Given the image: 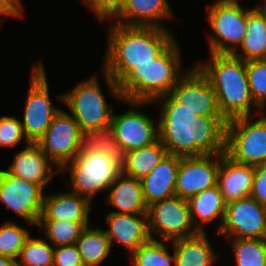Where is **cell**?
Segmentation results:
<instances>
[{
  "mask_svg": "<svg viewBox=\"0 0 266 266\" xmlns=\"http://www.w3.org/2000/svg\"><path fill=\"white\" fill-rule=\"evenodd\" d=\"M163 101L158 125V139L168 154L178 157L224 154L226 151V126L224 117L196 115L183 107L169 94L153 103Z\"/></svg>",
  "mask_w": 266,
  "mask_h": 266,
  "instance_id": "1",
  "label": "cell"
},
{
  "mask_svg": "<svg viewBox=\"0 0 266 266\" xmlns=\"http://www.w3.org/2000/svg\"><path fill=\"white\" fill-rule=\"evenodd\" d=\"M102 72L114 98L123 100L119 83L139 64L157 58L174 40L167 28L110 23Z\"/></svg>",
  "mask_w": 266,
  "mask_h": 266,
  "instance_id": "2",
  "label": "cell"
},
{
  "mask_svg": "<svg viewBox=\"0 0 266 266\" xmlns=\"http://www.w3.org/2000/svg\"><path fill=\"white\" fill-rule=\"evenodd\" d=\"M195 66L213 86L219 110L227 121L255 116L253 107L261 111L251 94L246 61L232 53H211L210 59Z\"/></svg>",
  "mask_w": 266,
  "mask_h": 266,
  "instance_id": "3",
  "label": "cell"
},
{
  "mask_svg": "<svg viewBox=\"0 0 266 266\" xmlns=\"http://www.w3.org/2000/svg\"><path fill=\"white\" fill-rule=\"evenodd\" d=\"M176 39L155 59L139 64L120 83L123 99L153 102L169 94L183 76L181 50Z\"/></svg>",
  "mask_w": 266,
  "mask_h": 266,
  "instance_id": "4",
  "label": "cell"
},
{
  "mask_svg": "<svg viewBox=\"0 0 266 266\" xmlns=\"http://www.w3.org/2000/svg\"><path fill=\"white\" fill-rule=\"evenodd\" d=\"M69 164V165H68ZM68 169L72 190L91 202L98 192L107 191L121 173V164L105 152L80 150V152L61 169Z\"/></svg>",
  "mask_w": 266,
  "mask_h": 266,
  "instance_id": "5",
  "label": "cell"
},
{
  "mask_svg": "<svg viewBox=\"0 0 266 266\" xmlns=\"http://www.w3.org/2000/svg\"><path fill=\"white\" fill-rule=\"evenodd\" d=\"M96 75L75 84L58 98L66 104L70 115L82 132L110 126L113 109L108 105Z\"/></svg>",
  "mask_w": 266,
  "mask_h": 266,
  "instance_id": "6",
  "label": "cell"
},
{
  "mask_svg": "<svg viewBox=\"0 0 266 266\" xmlns=\"http://www.w3.org/2000/svg\"><path fill=\"white\" fill-rule=\"evenodd\" d=\"M251 116L228 120L225 154L234 162L249 166L266 164V121Z\"/></svg>",
  "mask_w": 266,
  "mask_h": 266,
  "instance_id": "7",
  "label": "cell"
},
{
  "mask_svg": "<svg viewBox=\"0 0 266 266\" xmlns=\"http://www.w3.org/2000/svg\"><path fill=\"white\" fill-rule=\"evenodd\" d=\"M208 9L207 17L214 34L208 38L211 53H233L246 35L248 9L238 0H218Z\"/></svg>",
  "mask_w": 266,
  "mask_h": 266,
  "instance_id": "8",
  "label": "cell"
},
{
  "mask_svg": "<svg viewBox=\"0 0 266 266\" xmlns=\"http://www.w3.org/2000/svg\"><path fill=\"white\" fill-rule=\"evenodd\" d=\"M147 215L152 239H157V235L171 242L199 233L193 225L188 201L177 195L149 205Z\"/></svg>",
  "mask_w": 266,
  "mask_h": 266,
  "instance_id": "9",
  "label": "cell"
},
{
  "mask_svg": "<svg viewBox=\"0 0 266 266\" xmlns=\"http://www.w3.org/2000/svg\"><path fill=\"white\" fill-rule=\"evenodd\" d=\"M45 68L42 63L32 68L23 121H20L29 142L37 143L61 111L51 103Z\"/></svg>",
  "mask_w": 266,
  "mask_h": 266,
  "instance_id": "10",
  "label": "cell"
},
{
  "mask_svg": "<svg viewBox=\"0 0 266 266\" xmlns=\"http://www.w3.org/2000/svg\"><path fill=\"white\" fill-rule=\"evenodd\" d=\"M82 138L83 132L77 121L61 110L37 144L57 169H61L80 152Z\"/></svg>",
  "mask_w": 266,
  "mask_h": 266,
  "instance_id": "11",
  "label": "cell"
},
{
  "mask_svg": "<svg viewBox=\"0 0 266 266\" xmlns=\"http://www.w3.org/2000/svg\"><path fill=\"white\" fill-rule=\"evenodd\" d=\"M44 188L0 170V201L29 224L37 225L42 214Z\"/></svg>",
  "mask_w": 266,
  "mask_h": 266,
  "instance_id": "12",
  "label": "cell"
},
{
  "mask_svg": "<svg viewBox=\"0 0 266 266\" xmlns=\"http://www.w3.org/2000/svg\"><path fill=\"white\" fill-rule=\"evenodd\" d=\"M220 234L227 239H266V207L252 197L226 204Z\"/></svg>",
  "mask_w": 266,
  "mask_h": 266,
  "instance_id": "13",
  "label": "cell"
},
{
  "mask_svg": "<svg viewBox=\"0 0 266 266\" xmlns=\"http://www.w3.org/2000/svg\"><path fill=\"white\" fill-rule=\"evenodd\" d=\"M131 108L129 111L121 114H112L110 126L114 130L115 138L121 145L123 151L129 152L154 143L158 139V125L149 115L142 113L133 107L153 104V102H136L122 100Z\"/></svg>",
  "mask_w": 266,
  "mask_h": 266,
  "instance_id": "14",
  "label": "cell"
},
{
  "mask_svg": "<svg viewBox=\"0 0 266 266\" xmlns=\"http://www.w3.org/2000/svg\"><path fill=\"white\" fill-rule=\"evenodd\" d=\"M222 154L180 157L175 194L188 200L217 185Z\"/></svg>",
  "mask_w": 266,
  "mask_h": 266,
  "instance_id": "15",
  "label": "cell"
},
{
  "mask_svg": "<svg viewBox=\"0 0 266 266\" xmlns=\"http://www.w3.org/2000/svg\"><path fill=\"white\" fill-rule=\"evenodd\" d=\"M169 95L196 115L223 117L213 86L196 66L185 72Z\"/></svg>",
  "mask_w": 266,
  "mask_h": 266,
  "instance_id": "16",
  "label": "cell"
},
{
  "mask_svg": "<svg viewBox=\"0 0 266 266\" xmlns=\"http://www.w3.org/2000/svg\"><path fill=\"white\" fill-rule=\"evenodd\" d=\"M105 218L110 227L105 232L111 245L116 241L117 244L123 245L125 249H129L132 253L140 245L152 239L147 214H117L109 212Z\"/></svg>",
  "mask_w": 266,
  "mask_h": 266,
  "instance_id": "17",
  "label": "cell"
},
{
  "mask_svg": "<svg viewBox=\"0 0 266 266\" xmlns=\"http://www.w3.org/2000/svg\"><path fill=\"white\" fill-rule=\"evenodd\" d=\"M53 166L56 165L39 145L30 142L26 148L15 153L13 162L5 171L44 188L52 177L60 172V169L52 172Z\"/></svg>",
  "mask_w": 266,
  "mask_h": 266,
  "instance_id": "18",
  "label": "cell"
},
{
  "mask_svg": "<svg viewBox=\"0 0 266 266\" xmlns=\"http://www.w3.org/2000/svg\"><path fill=\"white\" fill-rule=\"evenodd\" d=\"M254 167L234 162L225 153L218 171L217 185L226 204L250 196Z\"/></svg>",
  "mask_w": 266,
  "mask_h": 266,
  "instance_id": "19",
  "label": "cell"
},
{
  "mask_svg": "<svg viewBox=\"0 0 266 266\" xmlns=\"http://www.w3.org/2000/svg\"><path fill=\"white\" fill-rule=\"evenodd\" d=\"M179 164L180 157L167 154L148 175L140 180L147 206L176 195L175 184Z\"/></svg>",
  "mask_w": 266,
  "mask_h": 266,
  "instance_id": "20",
  "label": "cell"
},
{
  "mask_svg": "<svg viewBox=\"0 0 266 266\" xmlns=\"http://www.w3.org/2000/svg\"><path fill=\"white\" fill-rule=\"evenodd\" d=\"M91 201L71 191L44 196L39 220H66L89 222Z\"/></svg>",
  "mask_w": 266,
  "mask_h": 266,
  "instance_id": "21",
  "label": "cell"
},
{
  "mask_svg": "<svg viewBox=\"0 0 266 266\" xmlns=\"http://www.w3.org/2000/svg\"><path fill=\"white\" fill-rule=\"evenodd\" d=\"M167 0H125L120 13L114 18L117 24L166 28L160 20L173 16Z\"/></svg>",
  "mask_w": 266,
  "mask_h": 266,
  "instance_id": "22",
  "label": "cell"
},
{
  "mask_svg": "<svg viewBox=\"0 0 266 266\" xmlns=\"http://www.w3.org/2000/svg\"><path fill=\"white\" fill-rule=\"evenodd\" d=\"M108 205L117 211V214H147L148 206L145 203L141 181L127 176L122 172L108 188Z\"/></svg>",
  "mask_w": 266,
  "mask_h": 266,
  "instance_id": "23",
  "label": "cell"
},
{
  "mask_svg": "<svg viewBox=\"0 0 266 266\" xmlns=\"http://www.w3.org/2000/svg\"><path fill=\"white\" fill-rule=\"evenodd\" d=\"M232 54L246 62L266 60V10L262 6L248 10L246 35Z\"/></svg>",
  "mask_w": 266,
  "mask_h": 266,
  "instance_id": "24",
  "label": "cell"
},
{
  "mask_svg": "<svg viewBox=\"0 0 266 266\" xmlns=\"http://www.w3.org/2000/svg\"><path fill=\"white\" fill-rule=\"evenodd\" d=\"M206 232L173 240L175 266H213L217 255L207 239Z\"/></svg>",
  "mask_w": 266,
  "mask_h": 266,
  "instance_id": "25",
  "label": "cell"
},
{
  "mask_svg": "<svg viewBox=\"0 0 266 266\" xmlns=\"http://www.w3.org/2000/svg\"><path fill=\"white\" fill-rule=\"evenodd\" d=\"M187 201L193 225L199 232H205L204 223H210L217 218L222 221L218 231L221 229L226 212V203L218 185L190 197Z\"/></svg>",
  "mask_w": 266,
  "mask_h": 266,
  "instance_id": "26",
  "label": "cell"
},
{
  "mask_svg": "<svg viewBox=\"0 0 266 266\" xmlns=\"http://www.w3.org/2000/svg\"><path fill=\"white\" fill-rule=\"evenodd\" d=\"M168 154L163 143L157 139L154 143L126 152L121 164V172L141 180L148 175Z\"/></svg>",
  "mask_w": 266,
  "mask_h": 266,
  "instance_id": "27",
  "label": "cell"
},
{
  "mask_svg": "<svg viewBox=\"0 0 266 266\" xmlns=\"http://www.w3.org/2000/svg\"><path fill=\"white\" fill-rule=\"evenodd\" d=\"M84 266H98L112 249L105 229L87 227L76 241Z\"/></svg>",
  "mask_w": 266,
  "mask_h": 266,
  "instance_id": "28",
  "label": "cell"
},
{
  "mask_svg": "<svg viewBox=\"0 0 266 266\" xmlns=\"http://www.w3.org/2000/svg\"><path fill=\"white\" fill-rule=\"evenodd\" d=\"M90 222L66 220H39L37 226L45 231V236L53 247L74 245Z\"/></svg>",
  "mask_w": 266,
  "mask_h": 266,
  "instance_id": "29",
  "label": "cell"
},
{
  "mask_svg": "<svg viewBox=\"0 0 266 266\" xmlns=\"http://www.w3.org/2000/svg\"><path fill=\"white\" fill-rule=\"evenodd\" d=\"M81 150L105 152L120 164L124 161L125 152L117 142L111 126L83 132Z\"/></svg>",
  "mask_w": 266,
  "mask_h": 266,
  "instance_id": "30",
  "label": "cell"
},
{
  "mask_svg": "<svg viewBox=\"0 0 266 266\" xmlns=\"http://www.w3.org/2000/svg\"><path fill=\"white\" fill-rule=\"evenodd\" d=\"M168 243L151 239L131 253V263L133 266H175L174 254L170 255L166 248Z\"/></svg>",
  "mask_w": 266,
  "mask_h": 266,
  "instance_id": "31",
  "label": "cell"
},
{
  "mask_svg": "<svg viewBox=\"0 0 266 266\" xmlns=\"http://www.w3.org/2000/svg\"><path fill=\"white\" fill-rule=\"evenodd\" d=\"M236 266H266V239L232 240Z\"/></svg>",
  "mask_w": 266,
  "mask_h": 266,
  "instance_id": "32",
  "label": "cell"
},
{
  "mask_svg": "<svg viewBox=\"0 0 266 266\" xmlns=\"http://www.w3.org/2000/svg\"><path fill=\"white\" fill-rule=\"evenodd\" d=\"M54 247L43 238L29 237L20 251L17 266H53Z\"/></svg>",
  "mask_w": 266,
  "mask_h": 266,
  "instance_id": "33",
  "label": "cell"
},
{
  "mask_svg": "<svg viewBox=\"0 0 266 266\" xmlns=\"http://www.w3.org/2000/svg\"><path fill=\"white\" fill-rule=\"evenodd\" d=\"M29 237V231L24 227L12 221L4 222L0 226V255L18 260L20 251Z\"/></svg>",
  "mask_w": 266,
  "mask_h": 266,
  "instance_id": "34",
  "label": "cell"
},
{
  "mask_svg": "<svg viewBox=\"0 0 266 266\" xmlns=\"http://www.w3.org/2000/svg\"><path fill=\"white\" fill-rule=\"evenodd\" d=\"M246 73L251 94L255 104L261 109L266 108V60L246 62Z\"/></svg>",
  "mask_w": 266,
  "mask_h": 266,
  "instance_id": "35",
  "label": "cell"
},
{
  "mask_svg": "<svg viewBox=\"0 0 266 266\" xmlns=\"http://www.w3.org/2000/svg\"><path fill=\"white\" fill-rule=\"evenodd\" d=\"M23 139H25L26 145L30 143L24 134L23 127L19 119L12 116L0 117L1 147H15Z\"/></svg>",
  "mask_w": 266,
  "mask_h": 266,
  "instance_id": "36",
  "label": "cell"
},
{
  "mask_svg": "<svg viewBox=\"0 0 266 266\" xmlns=\"http://www.w3.org/2000/svg\"><path fill=\"white\" fill-rule=\"evenodd\" d=\"M100 21L115 18L122 10L125 0H83ZM113 17V18H111Z\"/></svg>",
  "mask_w": 266,
  "mask_h": 266,
  "instance_id": "37",
  "label": "cell"
},
{
  "mask_svg": "<svg viewBox=\"0 0 266 266\" xmlns=\"http://www.w3.org/2000/svg\"><path fill=\"white\" fill-rule=\"evenodd\" d=\"M53 266H84L77 246H55L53 252Z\"/></svg>",
  "mask_w": 266,
  "mask_h": 266,
  "instance_id": "38",
  "label": "cell"
},
{
  "mask_svg": "<svg viewBox=\"0 0 266 266\" xmlns=\"http://www.w3.org/2000/svg\"><path fill=\"white\" fill-rule=\"evenodd\" d=\"M250 197L266 207V164L254 167V176Z\"/></svg>",
  "mask_w": 266,
  "mask_h": 266,
  "instance_id": "39",
  "label": "cell"
},
{
  "mask_svg": "<svg viewBox=\"0 0 266 266\" xmlns=\"http://www.w3.org/2000/svg\"><path fill=\"white\" fill-rule=\"evenodd\" d=\"M23 7L21 0H0V15L22 17Z\"/></svg>",
  "mask_w": 266,
  "mask_h": 266,
  "instance_id": "40",
  "label": "cell"
},
{
  "mask_svg": "<svg viewBox=\"0 0 266 266\" xmlns=\"http://www.w3.org/2000/svg\"><path fill=\"white\" fill-rule=\"evenodd\" d=\"M16 261L10 257L0 255V266H15Z\"/></svg>",
  "mask_w": 266,
  "mask_h": 266,
  "instance_id": "41",
  "label": "cell"
},
{
  "mask_svg": "<svg viewBox=\"0 0 266 266\" xmlns=\"http://www.w3.org/2000/svg\"><path fill=\"white\" fill-rule=\"evenodd\" d=\"M263 111H266V110H261V112H262V114H261V116H262V118L266 121V112H263ZM265 113V114H264Z\"/></svg>",
  "mask_w": 266,
  "mask_h": 266,
  "instance_id": "42",
  "label": "cell"
},
{
  "mask_svg": "<svg viewBox=\"0 0 266 266\" xmlns=\"http://www.w3.org/2000/svg\"><path fill=\"white\" fill-rule=\"evenodd\" d=\"M266 10V1L265 4L261 5Z\"/></svg>",
  "mask_w": 266,
  "mask_h": 266,
  "instance_id": "43",
  "label": "cell"
}]
</instances>
